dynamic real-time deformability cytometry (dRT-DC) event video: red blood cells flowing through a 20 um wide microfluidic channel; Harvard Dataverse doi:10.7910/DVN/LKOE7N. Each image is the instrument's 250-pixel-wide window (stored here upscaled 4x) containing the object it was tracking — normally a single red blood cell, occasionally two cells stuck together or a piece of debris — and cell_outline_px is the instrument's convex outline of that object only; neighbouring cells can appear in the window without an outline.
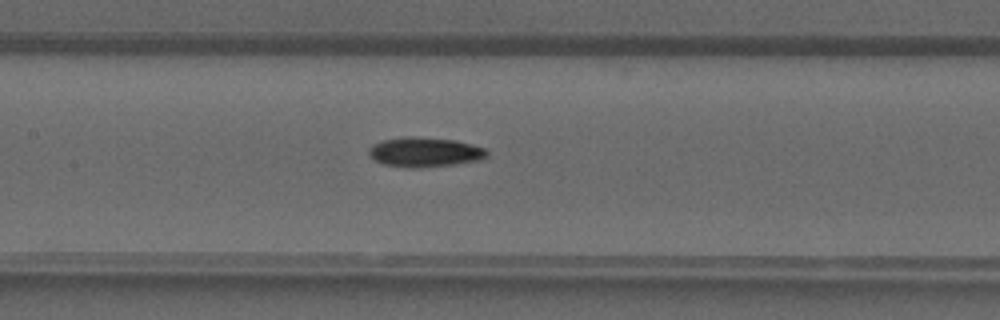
{"species": "common noctule bat (a hibernating species)", "species_latin": "Nyctalus noctula", "temperature_condition": "warm", "stored_images_in_passage": 33, "camera_frame_rate_fps": 3000, "um_per_image_px": 0.085, "animal": {"sex": "male", "forearm_length_mm": 52.5}, "frame": {"image": 1, "passage_image": 12, "time_ms": 3.667, "image_size_px": [1000, 320], "cell_outline_px": [[488, 152], [480, 160], [456, 164], [416, 168], [384, 164], [376, 160], [368, 152], [368, 148], [372, 144], [384, 140], [452, 140], [472, 144], [484, 148]], "centroid_in_image_um": [36.14, 12.99], "position_along_channel_um": 171.3, "area_um2": 19.02}}
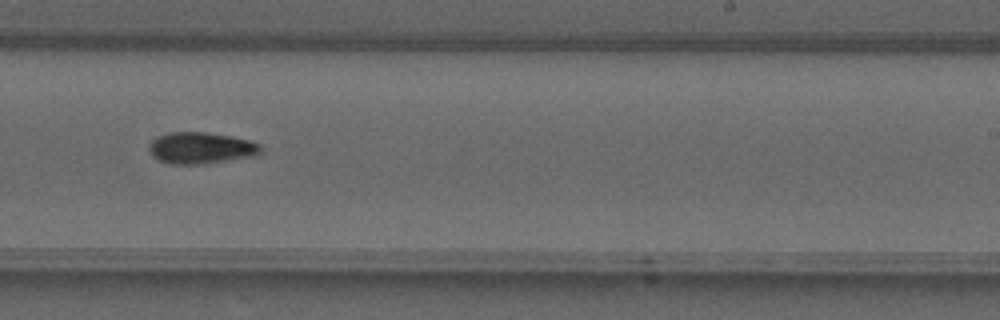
{"frame": {"image": 2, "passage_image": 18, "time_ms": 5.667, "image_size_px": [1000, 320], "cell_outline_px": [[260, 156], [200, 164], [172, 164], [160, 160], [152, 156], [148, 148], [148, 144], [156, 136], [168, 132], [204, 132], [232, 136], [248, 140], [260, 144]], "centroid_in_image_um": [17.07, 12.57], "position_along_channel_um": 271.9, "area_um2": 20.69}}
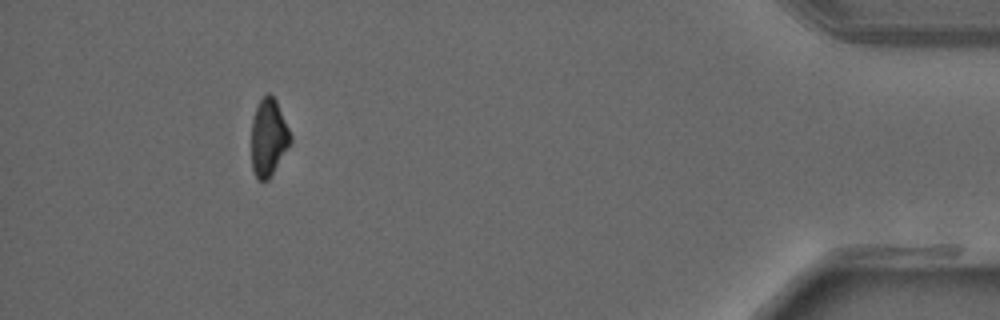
{"frame": {"image": 3, "passage_image": 30, "time_ms": 9.667, "image_size_px": [1000, 320], "cell_outline_px": [[292, 140], [288, 148], [268, 180], [260, 180], [256, 176], [252, 168], [252, 120], [256, 108], [260, 100], [268, 92], [276, 100], [292, 136]], "centroid_in_image_um": [22.83, 11.68], "position_along_channel_um": 412.4, "area_um2": 17.34}}